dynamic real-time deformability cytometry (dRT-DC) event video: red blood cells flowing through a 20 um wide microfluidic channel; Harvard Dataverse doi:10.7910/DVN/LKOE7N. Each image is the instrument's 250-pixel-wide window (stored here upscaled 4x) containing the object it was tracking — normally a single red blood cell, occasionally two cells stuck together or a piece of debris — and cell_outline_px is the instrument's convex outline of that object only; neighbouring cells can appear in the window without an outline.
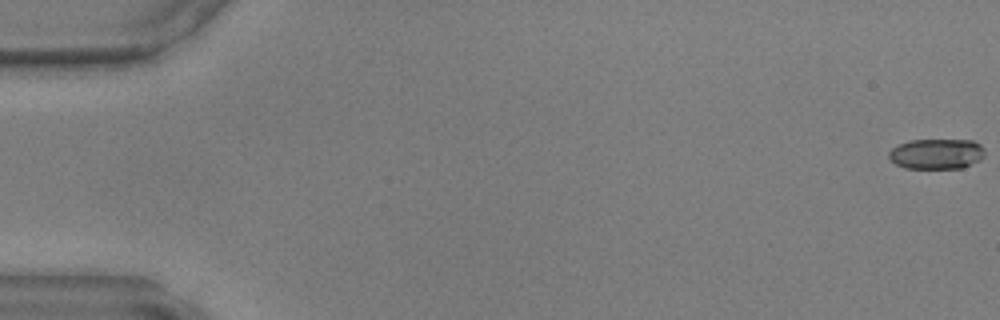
{"species": "common noctule bat (a hibernating species)", "species_latin": "Nyctalus noctula", "temperature_condition": "warm", "stored_images_in_passage": 12, "camera_frame_rate_fps": 3000, "um_per_image_px": 0.085, "animal": {"sex": "male", "body_mass_g": 17.9, "forearm_length_mm": 54.2}, "frame": {"image": 1, "passage_image": 1, "time_ms": 0.0, "image_size_px": [1000, 320], "cell_outline_px": [[984, 156], [980, 160], [964, 168], [904, 168], [896, 164], [888, 156], [888, 152], [892, 148], [908, 140], [972, 140], [980, 144], [984, 148]], "centroid_in_image_um": [79.62, 13.08], "position_along_channel_um": 5.4, "area_um2": 17.05}}